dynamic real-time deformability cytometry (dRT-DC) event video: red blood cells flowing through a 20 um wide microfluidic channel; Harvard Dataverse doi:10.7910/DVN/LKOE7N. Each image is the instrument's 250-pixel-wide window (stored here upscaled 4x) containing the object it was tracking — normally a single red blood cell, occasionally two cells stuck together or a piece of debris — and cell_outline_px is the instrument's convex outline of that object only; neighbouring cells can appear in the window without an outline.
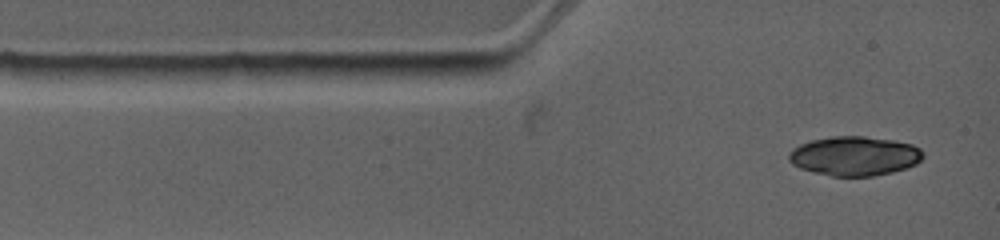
{"species": "common noctule bat (a hibernating species)", "species_latin": "Nyctalus noctula", "temperature_condition": "warm", "stored_images_in_passage": 2, "camera_frame_rate_fps": 4500, "um_per_image_px": 0.085, "animal": {"sex": "female", "body_mass_g": 19.0, "forearm_length_mm": 53.3}, "frame": {"image": 1, "passage_image": 1, "time_ms": 0.0, "image_size_px": [1000, 240], "cell_outline_px": [[924, 156], [916, 164], [892, 172], [872, 176], [832, 176], [800, 168], [792, 164], [788, 160], [788, 156], [792, 148], [800, 144], [812, 140], [832, 136], [864, 136], [892, 140], [912, 144], [920, 148], [924, 152]], "centroid_in_image_um": [72.64, 13.25], "position_along_channel_um": 12.4, "area_um2": 30.69}}